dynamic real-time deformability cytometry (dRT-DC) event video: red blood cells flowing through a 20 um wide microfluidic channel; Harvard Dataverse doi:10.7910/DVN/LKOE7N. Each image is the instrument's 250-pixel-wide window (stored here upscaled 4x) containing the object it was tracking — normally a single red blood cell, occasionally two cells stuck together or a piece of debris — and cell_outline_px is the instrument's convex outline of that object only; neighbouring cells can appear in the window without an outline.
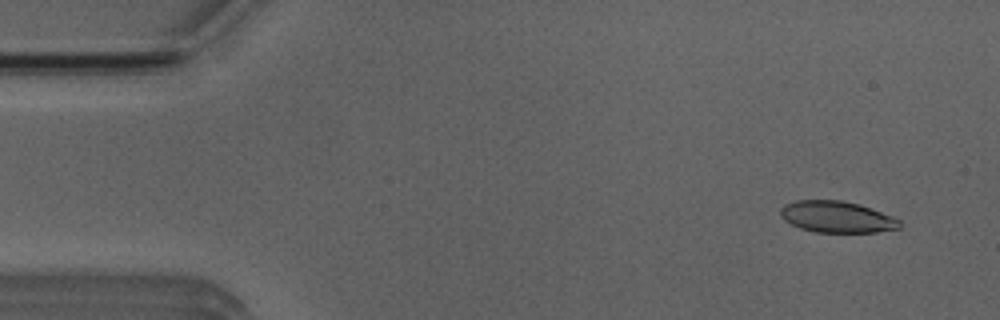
{"species": "Egyptian fruit bat (a non-hibernating species)", "species_latin": "Rousettus aegyptiacus", "temperature_condition": "room temperature", "stored_images_in_passage": 4, "camera_frame_rate_fps": 3000, "um_per_image_px": 0.085, "animal": {"sex": "male"}, "frame": {"image": 1, "passage_image": 1, "time_ms": 0.0, "image_size_px": [1000, 320], "cell_outline_px": [[900, 228], [876, 232], [816, 232], [800, 228], [784, 220], [780, 216], [780, 208], [784, 204], [796, 200], [840, 200], [860, 204], [892, 216], [900, 220]], "centroid_in_image_um": [71.11, 18.43], "position_along_channel_um": 13.9, "area_um2": 21.85}}